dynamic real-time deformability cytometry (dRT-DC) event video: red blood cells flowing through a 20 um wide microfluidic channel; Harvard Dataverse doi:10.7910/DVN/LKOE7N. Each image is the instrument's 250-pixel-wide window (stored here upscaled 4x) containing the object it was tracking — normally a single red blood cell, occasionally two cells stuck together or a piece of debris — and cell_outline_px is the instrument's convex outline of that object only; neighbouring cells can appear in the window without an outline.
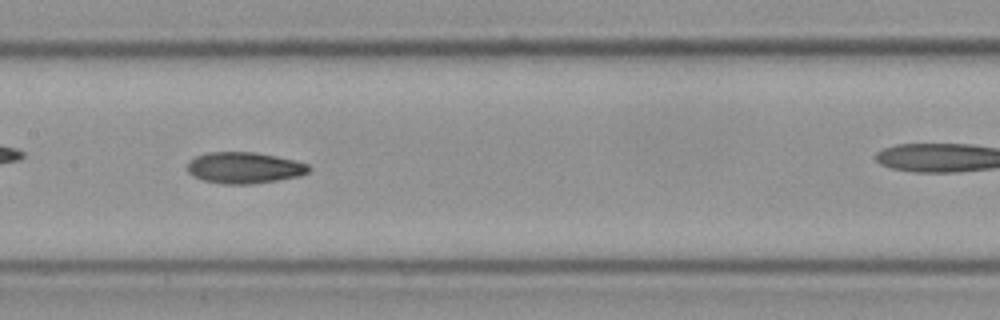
{"species": "Egyptian fruit bat (a non-hibernating species)", "species_latin": "Rousettus aegyptiacus", "temperature_condition": "cold", "stored_images_in_passage": 36, "camera_frame_rate_fps": 3000, "um_per_image_px": 0.085, "frame": {"image": 1, "passage_image": 16, "time_ms": 5.0, "image_size_px": [1000, 320], "cell_outline_px": [[312, 168], [308, 172], [300, 176], [252, 184], [224, 184], [204, 180], [192, 176], [188, 172], [188, 160], [196, 156], [208, 152], [256, 152], [276, 156], [308, 164]], "centroid_in_image_um": [20.75, 14.26], "position_along_channel_um": 186.7, "area_um2": 22.14}}
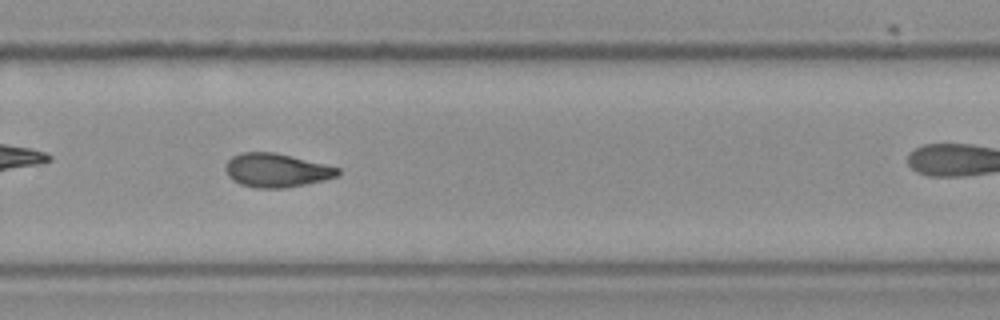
{"frame": {"image": 2, "passage_image": 26, "time_ms": 8.333, "image_size_px": [1000, 320], "cell_outline_px": [[340, 172], [336, 176], [324, 180], [284, 188], [256, 188], [240, 184], [232, 180], [228, 176], [224, 168], [228, 160], [232, 156], [240, 152], [276, 152], [340, 168]], "centroid_in_image_um": [23.45, 14.47], "position_along_channel_um": 306.3, "area_um2": 22.08}, "authors_computed_cell_mechanics": {"area_um2": 22.0507, "velocity_mm_per_s": 3.6077, "shape_relaxation_time_tau1_ms": null, "shape_relaxation_time_tau2_ms": 3.9259, "deformation_change_tau1": null, "deformation_change_tau2": 0.1081}}